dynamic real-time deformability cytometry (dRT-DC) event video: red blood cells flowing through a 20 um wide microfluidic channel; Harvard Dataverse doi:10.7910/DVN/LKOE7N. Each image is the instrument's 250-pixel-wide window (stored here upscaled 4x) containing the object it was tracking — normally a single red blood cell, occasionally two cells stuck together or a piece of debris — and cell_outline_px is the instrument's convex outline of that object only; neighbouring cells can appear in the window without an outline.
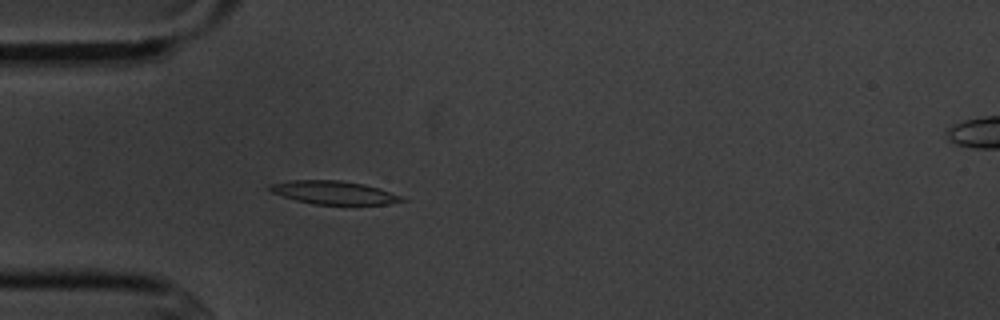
{"species": "common noctule bat (a hibernating species)", "species_latin": "Nyctalus noctula", "temperature_condition": "cold", "stored_images_in_passage": 2, "camera_frame_rate_fps": 3000, "um_per_image_px": 0.085, "animal": {"sex": "male", "body_mass_g": 20.1, "forearm_length_mm": 53.5}, "frame": {"image": 1, "passage_image": 2, "time_ms": 1.333, "image_size_px": [1000, 320], "cell_outline_px": [[408, 200], [388, 204], [312, 204], [296, 200], [272, 192], [268, 188], [268, 184], [292, 180], [340, 180], [364, 184], [380, 188], [400, 196]], "centroid_in_image_um": [28.37, 16.36], "position_along_channel_um": 56.6, "area_um2": 17.8}}